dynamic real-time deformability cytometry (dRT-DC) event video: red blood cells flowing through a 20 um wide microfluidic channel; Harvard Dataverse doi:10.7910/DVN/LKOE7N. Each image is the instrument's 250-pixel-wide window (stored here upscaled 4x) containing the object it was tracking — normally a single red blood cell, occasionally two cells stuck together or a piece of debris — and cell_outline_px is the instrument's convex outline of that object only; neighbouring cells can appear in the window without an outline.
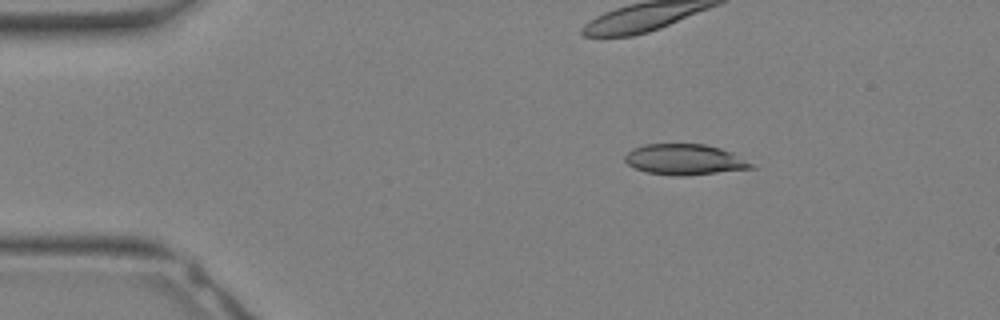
{"species": "Egyptian fruit bat (a non-hibernating species)", "species_latin": "Rousettus aegyptiacus", "temperature_condition": "warm", "stored_images_in_passage": 33, "camera_frame_rate_fps": 3000, "um_per_image_px": 0.085, "animal": {"sex": "female"}, "frame": {"image": 1, "passage_image": 6, "time_ms": 1.667, "image_size_px": [1000, 320], "cell_outline_px": [[756, 168], [684, 176], [676, 176], [644, 172], [628, 164], [624, 160], [624, 156], [632, 148], [644, 144], [704, 144], [720, 148], [756, 164]], "centroid_in_image_um": [58.19, 13.57], "position_along_channel_um": 26.8, "area_um2": 22.66}}